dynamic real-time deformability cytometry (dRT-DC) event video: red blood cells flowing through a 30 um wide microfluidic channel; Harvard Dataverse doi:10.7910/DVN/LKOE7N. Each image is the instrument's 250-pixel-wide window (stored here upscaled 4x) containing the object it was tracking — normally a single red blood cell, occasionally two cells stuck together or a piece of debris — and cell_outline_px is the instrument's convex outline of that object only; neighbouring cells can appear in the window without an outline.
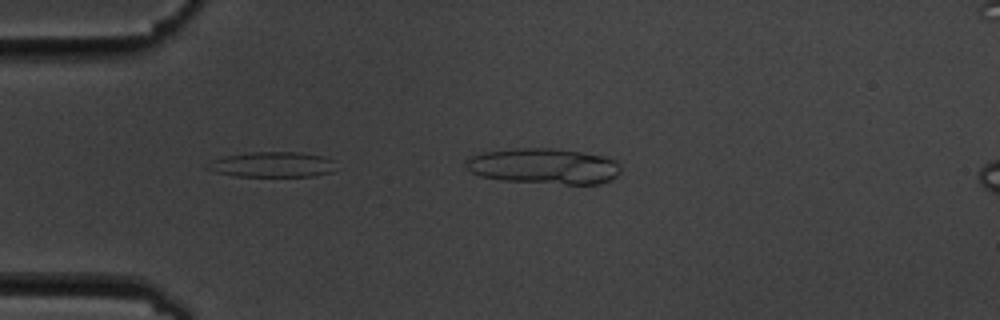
{"species": "common noctule bat (a hibernating species)", "species_latin": "Nyctalus noctula", "temperature_condition": "cold", "stored_images_in_passage": 5, "camera_frame_rate_fps": 3000, "um_per_image_px": 0.085, "animal": {"sex": "male", "body_mass_g": 19.5, "forearm_length_mm": 54.6}, "frame": {"image": 1, "passage_image": 4, "time_ms": 3.333, "image_size_px": [1000, 320], "cell_outline_px": [[336, 172], [316, 176], [236, 176], [216, 172], [204, 168], [212, 160], [224, 156], [248, 152], [300, 152], [324, 156], [336, 160]], "centroid_in_image_um": [23.23, 13.98], "position_along_channel_um": 61.8, "area_um2": 19.36}}